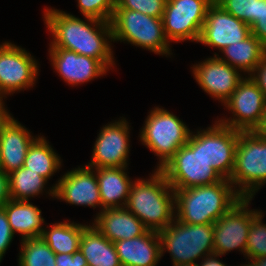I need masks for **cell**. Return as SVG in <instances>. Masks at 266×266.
I'll use <instances>...</instances> for the list:
<instances>
[{
  "label": "cell",
  "mask_w": 266,
  "mask_h": 266,
  "mask_svg": "<svg viewBox=\"0 0 266 266\" xmlns=\"http://www.w3.org/2000/svg\"><path fill=\"white\" fill-rule=\"evenodd\" d=\"M45 8L43 21L52 34L50 48L74 51L79 55L98 59L108 70L113 69L116 63L110 22L86 16L85 20H82L63 10Z\"/></svg>",
  "instance_id": "obj_1"
},
{
  "label": "cell",
  "mask_w": 266,
  "mask_h": 266,
  "mask_svg": "<svg viewBox=\"0 0 266 266\" xmlns=\"http://www.w3.org/2000/svg\"><path fill=\"white\" fill-rule=\"evenodd\" d=\"M86 226L69 220L50 224L44 227L41 238L55 254H73L79 250L80 239Z\"/></svg>",
  "instance_id": "obj_26"
},
{
  "label": "cell",
  "mask_w": 266,
  "mask_h": 266,
  "mask_svg": "<svg viewBox=\"0 0 266 266\" xmlns=\"http://www.w3.org/2000/svg\"><path fill=\"white\" fill-rule=\"evenodd\" d=\"M221 255L218 254H210L208 256H205L202 261L200 260L198 263L199 266H227L224 264L220 259Z\"/></svg>",
  "instance_id": "obj_40"
},
{
  "label": "cell",
  "mask_w": 266,
  "mask_h": 266,
  "mask_svg": "<svg viewBox=\"0 0 266 266\" xmlns=\"http://www.w3.org/2000/svg\"><path fill=\"white\" fill-rule=\"evenodd\" d=\"M127 168H95L102 209L125 207L133 182L126 172Z\"/></svg>",
  "instance_id": "obj_23"
},
{
  "label": "cell",
  "mask_w": 266,
  "mask_h": 266,
  "mask_svg": "<svg viewBox=\"0 0 266 266\" xmlns=\"http://www.w3.org/2000/svg\"><path fill=\"white\" fill-rule=\"evenodd\" d=\"M256 132L263 136V137H266V108H265V112H264V115H263V119H262V122H261V125L256 129Z\"/></svg>",
  "instance_id": "obj_42"
},
{
  "label": "cell",
  "mask_w": 266,
  "mask_h": 266,
  "mask_svg": "<svg viewBox=\"0 0 266 266\" xmlns=\"http://www.w3.org/2000/svg\"><path fill=\"white\" fill-rule=\"evenodd\" d=\"M140 130V141L159 159L161 169L175 152L187 144L191 130L174 113L156 106L148 112Z\"/></svg>",
  "instance_id": "obj_8"
},
{
  "label": "cell",
  "mask_w": 266,
  "mask_h": 266,
  "mask_svg": "<svg viewBox=\"0 0 266 266\" xmlns=\"http://www.w3.org/2000/svg\"><path fill=\"white\" fill-rule=\"evenodd\" d=\"M223 56L217 55L222 61L250 76L257 64L266 55V47L252 34L243 41L231 44L220 51ZM246 73V74H245Z\"/></svg>",
  "instance_id": "obj_25"
},
{
  "label": "cell",
  "mask_w": 266,
  "mask_h": 266,
  "mask_svg": "<svg viewBox=\"0 0 266 266\" xmlns=\"http://www.w3.org/2000/svg\"><path fill=\"white\" fill-rule=\"evenodd\" d=\"M223 105L233 118H219L218 122L238 131H256L263 119L266 99L257 83L246 75Z\"/></svg>",
  "instance_id": "obj_10"
},
{
  "label": "cell",
  "mask_w": 266,
  "mask_h": 266,
  "mask_svg": "<svg viewBox=\"0 0 266 266\" xmlns=\"http://www.w3.org/2000/svg\"><path fill=\"white\" fill-rule=\"evenodd\" d=\"M121 266H157L161 260L158 232L114 242Z\"/></svg>",
  "instance_id": "obj_21"
},
{
  "label": "cell",
  "mask_w": 266,
  "mask_h": 266,
  "mask_svg": "<svg viewBox=\"0 0 266 266\" xmlns=\"http://www.w3.org/2000/svg\"><path fill=\"white\" fill-rule=\"evenodd\" d=\"M248 264H241V266H266V257H259L256 259H251Z\"/></svg>",
  "instance_id": "obj_41"
},
{
  "label": "cell",
  "mask_w": 266,
  "mask_h": 266,
  "mask_svg": "<svg viewBox=\"0 0 266 266\" xmlns=\"http://www.w3.org/2000/svg\"><path fill=\"white\" fill-rule=\"evenodd\" d=\"M214 0H167L163 14L164 33L171 42H198L206 14Z\"/></svg>",
  "instance_id": "obj_9"
},
{
  "label": "cell",
  "mask_w": 266,
  "mask_h": 266,
  "mask_svg": "<svg viewBox=\"0 0 266 266\" xmlns=\"http://www.w3.org/2000/svg\"><path fill=\"white\" fill-rule=\"evenodd\" d=\"M225 11L247 23L250 28L258 21L259 0H214Z\"/></svg>",
  "instance_id": "obj_31"
},
{
  "label": "cell",
  "mask_w": 266,
  "mask_h": 266,
  "mask_svg": "<svg viewBox=\"0 0 266 266\" xmlns=\"http://www.w3.org/2000/svg\"><path fill=\"white\" fill-rule=\"evenodd\" d=\"M39 136L13 117L0 132V169L9 174L23 167L28 148Z\"/></svg>",
  "instance_id": "obj_19"
},
{
  "label": "cell",
  "mask_w": 266,
  "mask_h": 266,
  "mask_svg": "<svg viewBox=\"0 0 266 266\" xmlns=\"http://www.w3.org/2000/svg\"><path fill=\"white\" fill-rule=\"evenodd\" d=\"M167 0H115V9L139 11L145 15L162 18Z\"/></svg>",
  "instance_id": "obj_33"
},
{
  "label": "cell",
  "mask_w": 266,
  "mask_h": 266,
  "mask_svg": "<svg viewBox=\"0 0 266 266\" xmlns=\"http://www.w3.org/2000/svg\"><path fill=\"white\" fill-rule=\"evenodd\" d=\"M161 257L167 251L172 266L194 264L214 253L213 224H185L176 218L158 232Z\"/></svg>",
  "instance_id": "obj_5"
},
{
  "label": "cell",
  "mask_w": 266,
  "mask_h": 266,
  "mask_svg": "<svg viewBox=\"0 0 266 266\" xmlns=\"http://www.w3.org/2000/svg\"><path fill=\"white\" fill-rule=\"evenodd\" d=\"M38 61L21 46L0 44V95L8 96L33 88L38 79Z\"/></svg>",
  "instance_id": "obj_11"
},
{
  "label": "cell",
  "mask_w": 266,
  "mask_h": 266,
  "mask_svg": "<svg viewBox=\"0 0 266 266\" xmlns=\"http://www.w3.org/2000/svg\"><path fill=\"white\" fill-rule=\"evenodd\" d=\"M9 199H11L9 191V176L0 169V207H2Z\"/></svg>",
  "instance_id": "obj_38"
},
{
  "label": "cell",
  "mask_w": 266,
  "mask_h": 266,
  "mask_svg": "<svg viewBox=\"0 0 266 266\" xmlns=\"http://www.w3.org/2000/svg\"><path fill=\"white\" fill-rule=\"evenodd\" d=\"M239 131L214 122L204 129V156L217 173L230 179L235 165V153Z\"/></svg>",
  "instance_id": "obj_17"
},
{
  "label": "cell",
  "mask_w": 266,
  "mask_h": 266,
  "mask_svg": "<svg viewBox=\"0 0 266 266\" xmlns=\"http://www.w3.org/2000/svg\"><path fill=\"white\" fill-rule=\"evenodd\" d=\"M92 225L113 243L141 236L148 231L143 222L125 207L103 209L96 214Z\"/></svg>",
  "instance_id": "obj_20"
},
{
  "label": "cell",
  "mask_w": 266,
  "mask_h": 266,
  "mask_svg": "<svg viewBox=\"0 0 266 266\" xmlns=\"http://www.w3.org/2000/svg\"><path fill=\"white\" fill-rule=\"evenodd\" d=\"M191 68L194 79L203 91L222 105L244 78L239 70L222 61L217 55L204 59Z\"/></svg>",
  "instance_id": "obj_16"
},
{
  "label": "cell",
  "mask_w": 266,
  "mask_h": 266,
  "mask_svg": "<svg viewBox=\"0 0 266 266\" xmlns=\"http://www.w3.org/2000/svg\"><path fill=\"white\" fill-rule=\"evenodd\" d=\"M51 65L68 85L88 83L109 71L98 59L64 48H49Z\"/></svg>",
  "instance_id": "obj_18"
},
{
  "label": "cell",
  "mask_w": 266,
  "mask_h": 266,
  "mask_svg": "<svg viewBox=\"0 0 266 266\" xmlns=\"http://www.w3.org/2000/svg\"><path fill=\"white\" fill-rule=\"evenodd\" d=\"M130 127L125 117L103 126L92 147L91 160L86 166L92 169L128 167Z\"/></svg>",
  "instance_id": "obj_13"
},
{
  "label": "cell",
  "mask_w": 266,
  "mask_h": 266,
  "mask_svg": "<svg viewBox=\"0 0 266 266\" xmlns=\"http://www.w3.org/2000/svg\"><path fill=\"white\" fill-rule=\"evenodd\" d=\"M14 235L6 213L4 209L0 207V263L11 245Z\"/></svg>",
  "instance_id": "obj_34"
},
{
  "label": "cell",
  "mask_w": 266,
  "mask_h": 266,
  "mask_svg": "<svg viewBox=\"0 0 266 266\" xmlns=\"http://www.w3.org/2000/svg\"><path fill=\"white\" fill-rule=\"evenodd\" d=\"M175 218L185 224H214L242 197L228 179L174 191Z\"/></svg>",
  "instance_id": "obj_2"
},
{
  "label": "cell",
  "mask_w": 266,
  "mask_h": 266,
  "mask_svg": "<svg viewBox=\"0 0 266 266\" xmlns=\"http://www.w3.org/2000/svg\"><path fill=\"white\" fill-rule=\"evenodd\" d=\"M251 34L250 26L225 11L215 1L208 8L197 43L219 52L225 47L243 41Z\"/></svg>",
  "instance_id": "obj_15"
},
{
  "label": "cell",
  "mask_w": 266,
  "mask_h": 266,
  "mask_svg": "<svg viewBox=\"0 0 266 266\" xmlns=\"http://www.w3.org/2000/svg\"><path fill=\"white\" fill-rule=\"evenodd\" d=\"M250 76L257 83L266 99V55L257 64L255 70Z\"/></svg>",
  "instance_id": "obj_37"
},
{
  "label": "cell",
  "mask_w": 266,
  "mask_h": 266,
  "mask_svg": "<svg viewBox=\"0 0 266 266\" xmlns=\"http://www.w3.org/2000/svg\"><path fill=\"white\" fill-rule=\"evenodd\" d=\"M56 266H85L86 259L80 250L73 254L60 253L55 256Z\"/></svg>",
  "instance_id": "obj_36"
},
{
  "label": "cell",
  "mask_w": 266,
  "mask_h": 266,
  "mask_svg": "<svg viewBox=\"0 0 266 266\" xmlns=\"http://www.w3.org/2000/svg\"><path fill=\"white\" fill-rule=\"evenodd\" d=\"M7 96L0 95V132L3 128L10 122L13 118V115L7 111V107H5V102L3 99H6Z\"/></svg>",
  "instance_id": "obj_39"
},
{
  "label": "cell",
  "mask_w": 266,
  "mask_h": 266,
  "mask_svg": "<svg viewBox=\"0 0 266 266\" xmlns=\"http://www.w3.org/2000/svg\"><path fill=\"white\" fill-rule=\"evenodd\" d=\"M125 208L151 231H162L174 221V190L160 169H154L147 179L132 182Z\"/></svg>",
  "instance_id": "obj_3"
},
{
  "label": "cell",
  "mask_w": 266,
  "mask_h": 266,
  "mask_svg": "<svg viewBox=\"0 0 266 266\" xmlns=\"http://www.w3.org/2000/svg\"><path fill=\"white\" fill-rule=\"evenodd\" d=\"M262 210L256 211L251 217V226L246 242V259L266 257V224L263 223Z\"/></svg>",
  "instance_id": "obj_30"
},
{
  "label": "cell",
  "mask_w": 266,
  "mask_h": 266,
  "mask_svg": "<svg viewBox=\"0 0 266 266\" xmlns=\"http://www.w3.org/2000/svg\"><path fill=\"white\" fill-rule=\"evenodd\" d=\"M49 141L39 136L28 148L23 167L40 174L48 181L62 167V159Z\"/></svg>",
  "instance_id": "obj_27"
},
{
  "label": "cell",
  "mask_w": 266,
  "mask_h": 266,
  "mask_svg": "<svg viewBox=\"0 0 266 266\" xmlns=\"http://www.w3.org/2000/svg\"><path fill=\"white\" fill-rule=\"evenodd\" d=\"M173 190L214 184L223 178L204 156V129L189 135L187 144L180 147L160 169Z\"/></svg>",
  "instance_id": "obj_4"
},
{
  "label": "cell",
  "mask_w": 266,
  "mask_h": 266,
  "mask_svg": "<svg viewBox=\"0 0 266 266\" xmlns=\"http://www.w3.org/2000/svg\"><path fill=\"white\" fill-rule=\"evenodd\" d=\"M46 194L51 198L65 201L76 206H88L91 208L101 207L99 184L95 169L87 166H78L60 176Z\"/></svg>",
  "instance_id": "obj_14"
},
{
  "label": "cell",
  "mask_w": 266,
  "mask_h": 266,
  "mask_svg": "<svg viewBox=\"0 0 266 266\" xmlns=\"http://www.w3.org/2000/svg\"><path fill=\"white\" fill-rule=\"evenodd\" d=\"M13 233L21 235V241L38 238L44 230L41 210L28 200L9 199L3 206Z\"/></svg>",
  "instance_id": "obj_22"
},
{
  "label": "cell",
  "mask_w": 266,
  "mask_h": 266,
  "mask_svg": "<svg viewBox=\"0 0 266 266\" xmlns=\"http://www.w3.org/2000/svg\"><path fill=\"white\" fill-rule=\"evenodd\" d=\"M179 266H199L198 263H194V264H184V265H179Z\"/></svg>",
  "instance_id": "obj_43"
},
{
  "label": "cell",
  "mask_w": 266,
  "mask_h": 266,
  "mask_svg": "<svg viewBox=\"0 0 266 266\" xmlns=\"http://www.w3.org/2000/svg\"><path fill=\"white\" fill-rule=\"evenodd\" d=\"M253 198L242 197L213 224L214 254L227 255L238 250L246 258V242L252 215L260 209H250ZM249 207V208H248Z\"/></svg>",
  "instance_id": "obj_12"
},
{
  "label": "cell",
  "mask_w": 266,
  "mask_h": 266,
  "mask_svg": "<svg viewBox=\"0 0 266 266\" xmlns=\"http://www.w3.org/2000/svg\"><path fill=\"white\" fill-rule=\"evenodd\" d=\"M110 23L113 42H127L166 57L172 55L170 43L164 33L162 18L134 10L114 9Z\"/></svg>",
  "instance_id": "obj_7"
},
{
  "label": "cell",
  "mask_w": 266,
  "mask_h": 266,
  "mask_svg": "<svg viewBox=\"0 0 266 266\" xmlns=\"http://www.w3.org/2000/svg\"><path fill=\"white\" fill-rule=\"evenodd\" d=\"M10 197L13 200H28L44 193L48 180L28 168L21 167L8 174Z\"/></svg>",
  "instance_id": "obj_28"
},
{
  "label": "cell",
  "mask_w": 266,
  "mask_h": 266,
  "mask_svg": "<svg viewBox=\"0 0 266 266\" xmlns=\"http://www.w3.org/2000/svg\"><path fill=\"white\" fill-rule=\"evenodd\" d=\"M250 29L251 34L266 47V0H259L258 21Z\"/></svg>",
  "instance_id": "obj_35"
},
{
  "label": "cell",
  "mask_w": 266,
  "mask_h": 266,
  "mask_svg": "<svg viewBox=\"0 0 266 266\" xmlns=\"http://www.w3.org/2000/svg\"><path fill=\"white\" fill-rule=\"evenodd\" d=\"M83 16L110 22L115 9V0H77Z\"/></svg>",
  "instance_id": "obj_32"
},
{
  "label": "cell",
  "mask_w": 266,
  "mask_h": 266,
  "mask_svg": "<svg viewBox=\"0 0 266 266\" xmlns=\"http://www.w3.org/2000/svg\"><path fill=\"white\" fill-rule=\"evenodd\" d=\"M19 266H56L55 252L41 238H31L21 241Z\"/></svg>",
  "instance_id": "obj_29"
},
{
  "label": "cell",
  "mask_w": 266,
  "mask_h": 266,
  "mask_svg": "<svg viewBox=\"0 0 266 266\" xmlns=\"http://www.w3.org/2000/svg\"><path fill=\"white\" fill-rule=\"evenodd\" d=\"M79 250L89 266H121L114 243L92 224L84 228Z\"/></svg>",
  "instance_id": "obj_24"
},
{
  "label": "cell",
  "mask_w": 266,
  "mask_h": 266,
  "mask_svg": "<svg viewBox=\"0 0 266 266\" xmlns=\"http://www.w3.org/2000/svg\"><path fill=\"white\" fill-rule=\"evenodd\" d=\"M229 181L245 198H254L266 184V137L256 131H239L235 165Z\"/></svg>",
  "instance_id": "obj_6"
}]
</instances>
